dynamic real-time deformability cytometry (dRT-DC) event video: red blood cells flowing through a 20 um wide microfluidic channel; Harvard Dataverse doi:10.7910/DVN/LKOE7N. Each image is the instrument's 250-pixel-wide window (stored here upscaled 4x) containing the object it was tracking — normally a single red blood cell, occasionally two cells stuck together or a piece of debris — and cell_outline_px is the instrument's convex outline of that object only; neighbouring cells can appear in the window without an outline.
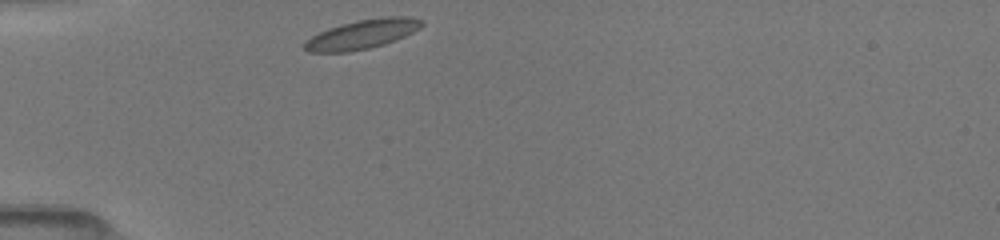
{"species": "common noctule bat (a hibernating species)", "species_latin": "Nyctalus noctula", "temperature_condition": "room temperature", "stored_images_in_passage": 31, "camera_frame_rate_fps": 3000, "um_per_image_px": 0.085, "animal": {"sex": "female", "body_mass_g": 19.5, "forearm_length_mm": 54.1}, "frame": {"image": 1, "passage_image": 1, "time_ms": 0.0, "image_size_px": [1000, 240], "cell_outline_px": [[424, 24], [420, 28], [396, 40], [384, 44], [368, 48], [348, 52], [308, 52], [304, 48], [304, 40], [328, 28], [360, 20], [380, 16], [408, 16], [424, 20]], "centroid_in_image_um": [30.81, 2.9], "position_along_channel_um": 54.2, "area_um2": 19.94}}
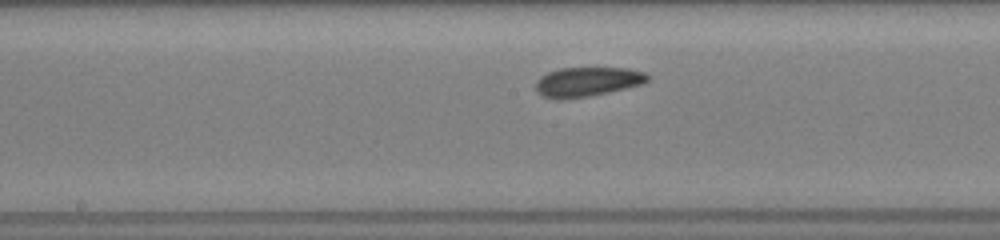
{"frame": {"image": 2, "passage_image": 13, "time_ms": 4.0, "image_size_px": [1000, 240], "cell_outline_px": [[652, 76], [644, 84], [608, 92], [588, 96], [560, 100], [556, 100], [544, 96], [536, 88], [536, 80], [540, 76], [548, 72], [560, 68], [628, 68], [644, 72]], "centroid_in_image_um": [49.95, 6.94], "position_along_channel_um": 198.2, "area_um2": 19.25}}
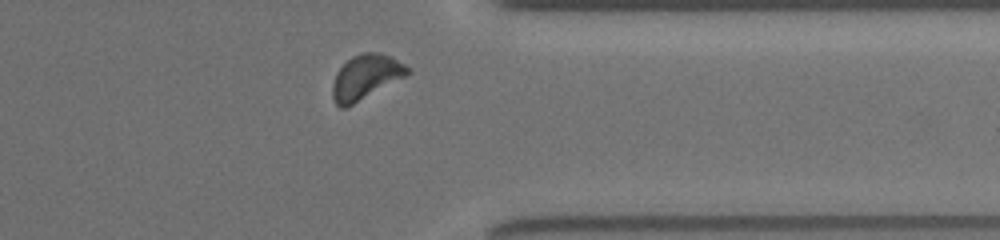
{"frame": {"image": 3, "passage_image": 27, "time_ms": 8.667, "image_size_px": [1000, 240], "cell_outline_px": [[412, 72], [352, 104], [344, 108], [340, 108], [336, 104], [332, 96], [332, 84], [336, 72], [352, 56], [364, 52], [380, 52], [392, 56], [412, 68]], "centroid_in_image_um": [31.1, 6.51], "position_along_channel_um": 380.3, "area_um2": 19.36}, "authors_computed_cell_mechanics": {"area_um2": 19.074, "velocity_mm_per_s": 3.9787, "shape_relaxation_time_tau1_ms": 2.0454, "shape_relaxation_time_tau2_ms": 2.3515, "deformation_change_tau1": 0.0717, "deformation_change_tau2": 0.0817}}